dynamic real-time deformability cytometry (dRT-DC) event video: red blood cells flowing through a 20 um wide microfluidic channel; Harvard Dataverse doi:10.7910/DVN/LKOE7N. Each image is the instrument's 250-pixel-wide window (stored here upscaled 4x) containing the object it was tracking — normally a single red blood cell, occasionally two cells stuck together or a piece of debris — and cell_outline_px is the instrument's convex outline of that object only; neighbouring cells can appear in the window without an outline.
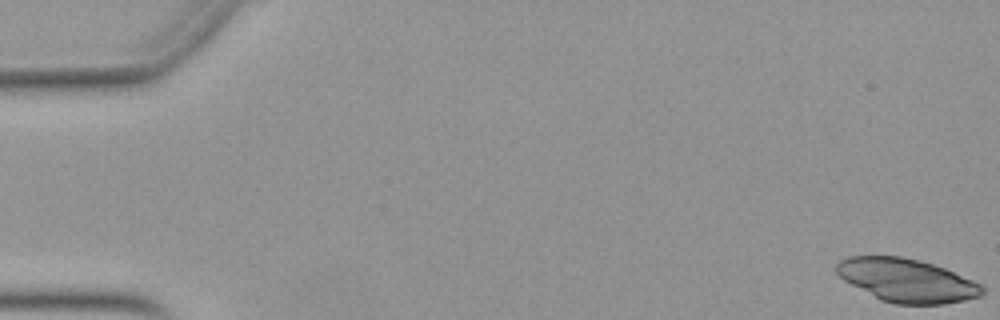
{"species": "Egyptian fruit bat (a non-hibernating species)", "species_latin": "Rousettus aegyptiacus", "temperature_condition": "warm", "stored_images_in_passage": 52, "camera_frame_rate_fps": 3000, "um_per_image_px": 0.085, "animal": {"sex": "female"}, "frame": {"image": 1, "passage_image": 1, "time_ms": 0.0, "image_size_px": [1000, 320], "cell_outline_px": [[984, 292], [980, 296], [964, 300], [944, 304], [896, 304], [880, 300], [844, 280], [836, 272], [836, 264], [840, 260], [848, 256], [900, 256], [920, 260], [944, 268], [972, 280], [980, 284], [984, 288]], "centroid_in_image_um": [77.06, 23.83], "position_along_channel_um": 7.9, "area_um2": 36.59}}